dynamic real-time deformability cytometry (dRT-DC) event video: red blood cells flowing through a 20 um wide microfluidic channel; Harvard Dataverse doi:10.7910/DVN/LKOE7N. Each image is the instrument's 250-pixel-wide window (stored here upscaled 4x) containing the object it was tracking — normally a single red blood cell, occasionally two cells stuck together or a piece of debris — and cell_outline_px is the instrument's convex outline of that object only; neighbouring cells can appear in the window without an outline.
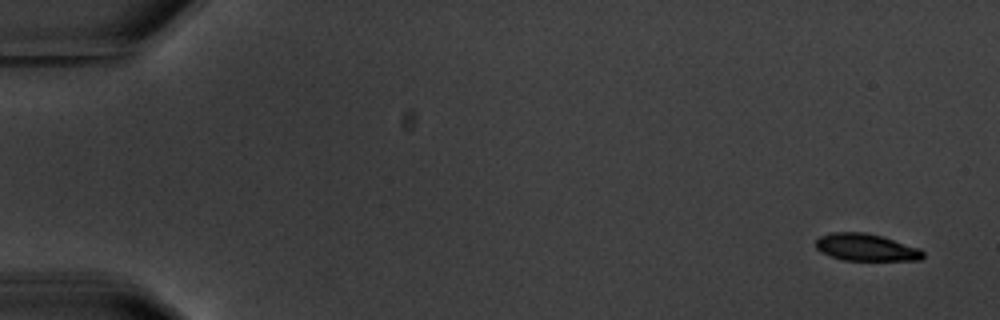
{"species": "common noctule bat (a hibernating species)", "species_latin": "Nyctalus noctula", "temperature_condition": "warm", "stored_images_in_passage": 5, "camera_frame_rate_fps": 3000, "um_per_image_px": 0.085, "animal": {"sex": "male", "body_mass_g": 20.1, "forearm_length_mm": 53.5}, "frame": {"image": 1, "passage_image": 1, "time_ms": 0.0, "image_size_px": [1000, 320], "cell_outline_px": [[924, 256], [920, 260], [844, 260], [820, 252], [816, 248], [816, 240], [820, 236], [832, 232], [864, 232], [880, 236], [920, 248], [924, 252]], "centroid_in_image_um": [73.61, 21.02], "position_along_channel_um": 11.4, "area_um2": 16.82}}
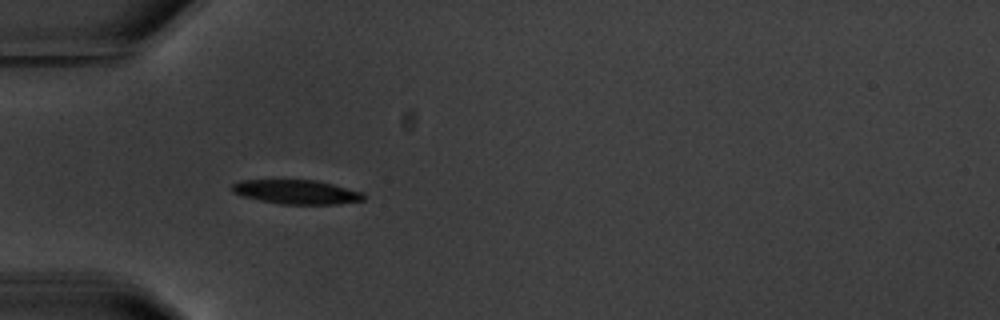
{"frame": {"image": 2, "passage_image": 5, "time_ms": 5.333, "image_size_px": [1000, 320], "cell_outline_px": [[364, 200], [336, 204], [280, 204], [260, 200], [244, 196], [232, 192], [232, 184], [240, 180], [316, 180], [364, 192]], "centroid_in_image_um": [25.21, 16.31], "position_along_channel_um": 59.8, "area_um2": 18.44}}